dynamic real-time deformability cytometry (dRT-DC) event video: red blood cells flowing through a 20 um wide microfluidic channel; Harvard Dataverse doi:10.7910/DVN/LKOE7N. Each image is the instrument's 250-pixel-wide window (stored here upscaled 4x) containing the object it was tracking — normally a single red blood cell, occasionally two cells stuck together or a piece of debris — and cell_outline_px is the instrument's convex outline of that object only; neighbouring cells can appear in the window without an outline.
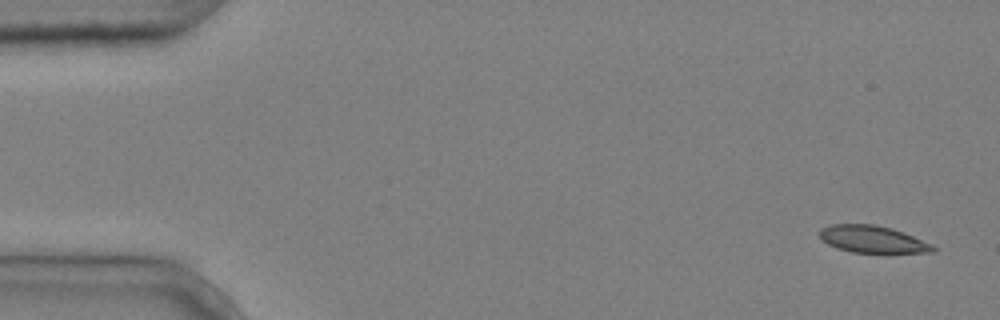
{"species": "common noctule bat (a hibernating species)", "species_latin": "Nyctalus noctula", "temperature_condition": "cold", "stored_images_in_passage": 5, "segment_of_instrument_passage": [1, 2], "camera_frame_rate_fps": 3000, "um_per_image_px": 0.085, "animal": {"sex": "male", "body_mass_g": 20.4}, "frame": {"image": 1, "passage_image": 1, "time_ms": 0.0, "image_size_px": [1000, 320], "cell_outline_px": [[936, 252], [852, 252], [836, 248], [820, 240], [820, 228], [832, 224], [872, 224], [892, 228], [932, 244], [936, 248]], "centroid_in_image_um": [74.12, 20.33], "position_along_channel_um": 10.9, "area_um2": 17.74}}